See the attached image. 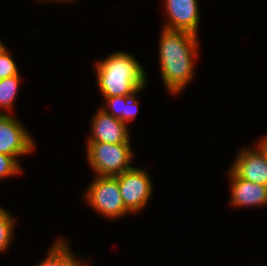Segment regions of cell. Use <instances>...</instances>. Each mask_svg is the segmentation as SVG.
I'll return each instance as SVG.
<instances>
[{
    "mask_svg": "<svg viewBox=\"0 0 267 266\" xmlns=\"http://www.w3.org/2000/svg\"><path fill=\"white\" fill-rule=\"evenodd\" d=\"M71 253L64 239L58 240L48 251V255L36 266H87Z\"/></svg>",
    "mask_w": 267,
    "mask_h": 266,
    "instance_id": "cell-12",
    "label": "cell"
},
{
    "mask_svg": "<svg viewBox=\"0 0 267 266\" xmlns=\"http://www.w3.org/2000/svg\"><path fill=\"white\" fill-rule=\"evenodd\" d=\"M92 131L87 142L130 143L128 124L98 109L92 117Z\"/></svg>",
    "mask_w": 267,
    "mask_h": 266,
    "instance_id": "cell-9",
    "label": "cell"
},
{
    "mask_svg": "<svg viewBox=\"0 0 267 266\" xmlns=\"http://www.w3.org/2000/svg\"><path fill=\"white\" fill-rule=\"evenodd\" d=\"M143 88H145V86L138 88L136 91L126 96L104 97L106 105L101 109L127 124L136 117L138 112L136 95L140 93Z\"/></svg>",
    "mask_w": 267,
    "mask_h": 266,
    "instance_id": "cell-11",
    "label": "cell"
},
{
    "mask_svg": "<svg viewBox=\"0 0 267 266\" xmlns=\"http://www.w3.org/2000/svg\"><path fill=\"white\" fill-rule=\"evenodd\" d=\"M21 172L19 160L13 156L0 153V179L21 174Z\"/></svg>",
    "mask_w": 267,
    "mask_h": 266,
    "instance_id": "cell-16",
    "label": "cell"
},
{
    "mask_svg": "<svg viewBox=\"0 0 267 266\" xmlns=\"http://www.w3.org/2000/svg\"><path fill=\"white\" fill-rule=\"evenodd\" d=\"M4 45V43H2V41L0 40V48Z\"/></svg>",
    "mask_w": 267,
    "mask_h": 266,
    "instance_id": "cell-18",
    "label": "cell"
},
{
    "mask_svg": "<svg viewBox=\"0 0 267 266\" xmlns=\"http://www.w3.org/2000/svg\"><path fill=\"white\" fill-rule=\"evenodd\" d=\"M43 1V0H42ZM44 1H47V0H44ZM49 1V0H48ZM52 1H59V0H51ZM63 1V0H60V2ZM65 1H68V0H65ZM71 1V0H70Z\"/></svg>",
    "mask_w": 267,
    "mask_h": 266,
    "instance_id": "cell-17",
    "label": "cell"
},
{
    "mask_svg": "<svg viewBox=\"0 0 267 266\" xmlns=\"http://www.w3.org/2000/svg\"><path fill=\"white\" fill-rule=\"evenodd\" d=\"M256 148H244L230 169L246 181L267 186V141L260 139Z\"/></svg>",
    "mask_w": 267,
    "mask_h": 266,
    "instance_id": "cell-6",
    "label": "cell"
},
{
    "mask_svg": "<svg viewBox=\"0 0 267 266\" xmlns=\"http://www.w3.org/2000/svg\"><path fill=\"white\" fill-rule=\"evenodd\" d=\"M97 84L103 97L126 96L146 86L142 65L127 52H116L96 63Z\"/></svg>",
    "mask_w": 267,
    "mask_h": 266,
    "instance_id": "cell-2",
    "label": "cell"
},
{
    "mask_svg": "<svg viewBox=\"0 0 267 266\" xmlns=\"http://www.w3.org/2000/svg\"><path fill=\"white\" fill-rule=\"evenodd\" d=\"M164 6L168 17L164 29L197 35L200 25L198 0H164Z\"/></svg>",
    "mask_w": 267,
    "mask_h": 266,
    "instance_id": "cell-8",
    "label": "cell"
},
{
    "mask_svg": "<svg viewBox=\"0 0 267 266\" xmlns=\"http://www.w3.org/2000/svg\"><path fill=\"white\" fill-rule=\"evenodd\" d=\"M20 85V75L7 77L0 80V108L13 111L14 100L16 99L17 92Z\"/></svg>",
    "mask_w": 267,
    "mask_h": 266,
    "instance_id": "cell-13",
    "label": "cell"
},
{
    "mask_svg": "<svg viewBox=\"0 0 267 266\" xmlns=\"http://www.w3.org/2000/svg\"><path fill=\"white\" fill-rule=\"evenodd\" d=\"M19 75V71L13 58L5 45L0 48V80Z\"/></svg>",
    "mask_w": 267,
    "mask_h": 266,
    "instance_id": "cell-15",
    "label": "cell"
},
{
    "mask_svg": "<svg viewBox=\"0 0 267 266\" xmlns=\"http://www.w3.org/2000/svg\"><path fill=\"white\" fill-rule=\"evenodd\" d=\"M198 35L162 29L159 62L162 81L170 93H180L195 75L193 60L198 57Z\"/></svg>",
    "mask_w": 267,
    "mask_h": 266,
    "instance_id": "cell-1",
    "label": "cell"
},
{
    "mask_svg": "<svg viewBox=\"0 0 267 266\" xmlns=\"http://www.w3.org/2000/svg\"><path fill=\"white\" fill-rule=\"evenodd\" d=\"M86 157L97 176H112L130 170L133 151L130 143L87 142Z\"/></svg>",
    "mask_w": 267,
    "mask_h": 266,
    "instance_id": "cell-3",
    "label": "cell"
},
{
    "mask_svg": "<svg viewBox=\"0 0 267 266\" xmlns=\"http://www.w3.org/2000/svg\"><path fill=\"white\" fill-rule=\"evenodd\" d=\"M85 193L86 202L96 212L116 219L131 213L124 205L118 181L112 176H95Z\"/></svg>",
    "mask_w": 267,
    "mask_h": 266,
    "instance_id": "cell-4",
    "label": "cell"
},
{
    "mask_svg": "<svg viewBox=\"0 0 267 266\" xmlns=\"http://www.w3.org/2000/svg\"><path fill=\"white\" fill-rule=\"evenodd\" d=\"M15 219L0 207V253L7 250L12 239Z\"/></svg>",
    "mask_w": 267,
    "mask_h": 266,
    "instance_id": "cell-14",
    "label": "cell"
},
{
    "mask_svg": "<svg viewBox=\"0 0 267 266\" xmlns=\"http://www.w3.org/2000/svg\"><path fill=\"white\" fill-rule=\"evenodd\" d=\"M228 171L231 181L230 205L240 208L267 205V186L239 178L230 168Z\"/></svg>",
    "mask_w": 267,
    "mask_h": 266,
    "instance_id": "cell-10",
    "label": "cell"
},
{
    "mask_svg": "<svg viewBox=\"0 0 267 266\" xmlns=\"http://www.w3.org/2000/svg\"><path fill=\"white\" fill-rule=\"evenodd\" d=\"M15 116L0 113V153L17 160L34 150L35 142L27 129Z\"/></svg>",
    "mask_w": 267,
    "mask_h": 266,
    "instance_id": "cell-7",
    "label": "cell"
},
{
    "mask_svg": "<svg viewBox=\"0 0 267 266\" xmlns=\"http://www.w3.org/2000/svg\"><path fill=\"white\" fill-rule=\"evenodd\" d=\"M125 207L131 213L144 209L152 195L153 183L143 169L133 167L115 176Z\"/></svg>",
    "mask_w": 267,
    "mask_h": 266,
    "instance_id": "cell-5",
    "label": "cell"
}]
</instances>
